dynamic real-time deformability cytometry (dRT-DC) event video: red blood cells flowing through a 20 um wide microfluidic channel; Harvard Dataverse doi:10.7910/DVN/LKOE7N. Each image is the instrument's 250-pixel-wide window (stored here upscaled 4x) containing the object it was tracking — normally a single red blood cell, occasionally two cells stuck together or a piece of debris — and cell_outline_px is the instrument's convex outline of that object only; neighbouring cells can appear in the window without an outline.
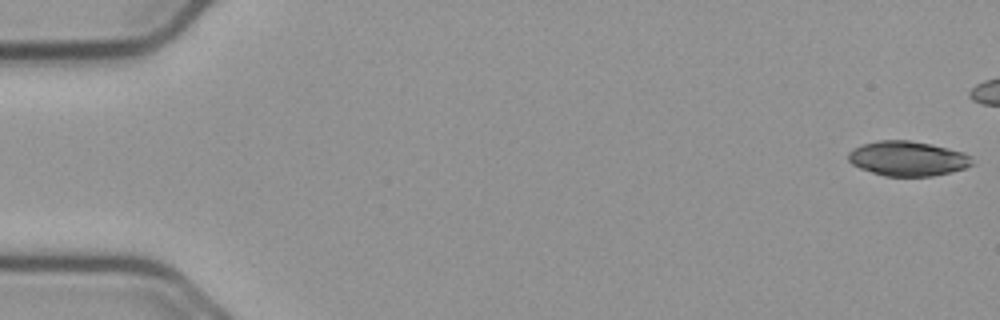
{"species": "common noctule bat (a hibernating species)", "species_latin": "Nyctalus noctula", "temperature_condition": "cold", "stored_images_in_passage": 45, "camera_frame_rate_fps": 3000, "um_per_image_px": 0.085, "animal": {"sex": "male", "body_mass_g": 23.1, "forearm_length_mm": 52.7}, "frame": {"image": 1, "passage_image": 1, "time_ms": 0.0, "image_size_px": [1000, 320], "cell_outline_px": [[976, 164], [964, 168], [932, 176], [884, 176], [860, 168], [852, 164], [848, 160], [848, 152], [852, 148], [860, 144], [876, 140], [908, 140], [932, 144], [964, 152], [972, 156]], "centroid_in_image_um": [77.15, 13.46], "position_along_channel_um": 7.8, "area_um2": 25.37}}